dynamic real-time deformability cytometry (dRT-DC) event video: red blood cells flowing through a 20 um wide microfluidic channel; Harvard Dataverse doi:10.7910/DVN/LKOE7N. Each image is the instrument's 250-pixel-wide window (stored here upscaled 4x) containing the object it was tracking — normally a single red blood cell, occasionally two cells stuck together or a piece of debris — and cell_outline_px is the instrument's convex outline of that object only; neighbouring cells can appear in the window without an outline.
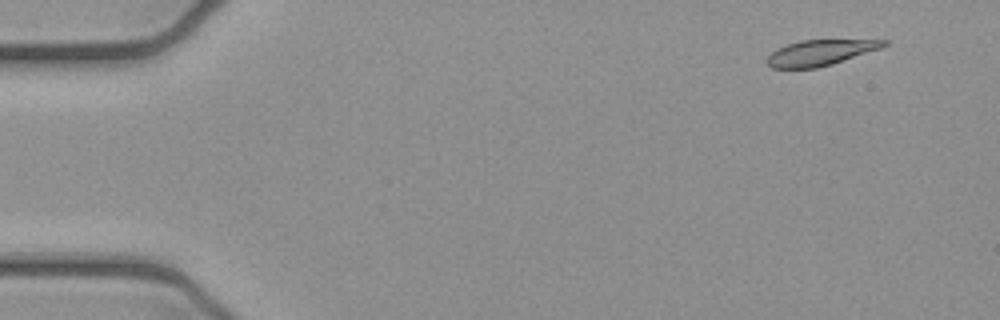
{"species": "common noctule bat (a hibernating species)", "species_latin": "Nyctalus noctula", "temperature_condition": "cold", "stored_images_in_passage": 4, "camera_frame_rate_fps": 3000, "um_per_image_px": 0.085, "animal": {"sex": "female", "body_mass_g": 21.9}, "frame": {"image": 1, "passage_image": 1, "time_ms": 0.0, "image_size_px": [1000, 320], "cell_outline_px": [[888, 44], [880, 48], [832, 64], [816, 68], [772, 68], [764, 60], [776, 48], [800, 40], [888, 40]], "centroid_in_image_um": [69.67, 4.48], "position_along_channel_um": 15.3, "area_um2": 17.28}}
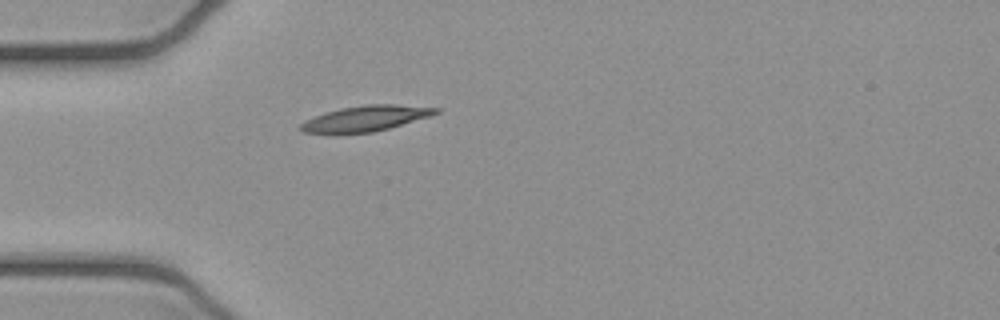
{"frame": {"image": 2, "passage_image": 4, "time_ms": 1.0, "image_size_px": [1000, 320], "cell_outline_px": [[440, 112], [428, 116], [388, 128], [372, 132], [304, 132], [296, 128], [304, 120], [324, 112], [340, 108], [364, 104], [396, 104], [440, 108]], "centroid_in_image_um": [31.04, 10.04], "position_along_channel_um": 54.0, "area_um2": 19.77}}